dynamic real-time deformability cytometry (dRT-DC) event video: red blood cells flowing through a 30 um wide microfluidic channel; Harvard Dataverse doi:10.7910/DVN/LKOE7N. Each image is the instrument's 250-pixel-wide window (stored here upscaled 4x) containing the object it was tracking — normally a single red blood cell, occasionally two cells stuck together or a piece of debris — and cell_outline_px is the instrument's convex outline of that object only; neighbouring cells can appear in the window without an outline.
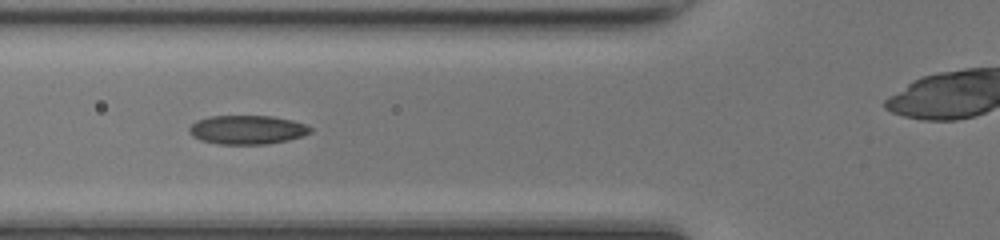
{"species": "common noctule bat (a hibernating species)", "species_latin": "Nyctalus noctula", "temperature_condition": "room temperature", "stored_images_in_passage": 33, "camera_frame_rate_fps": 3000, "um_per_image_px": 0.085, "animal": {"sex": "female", "body_mass_g": 17.0, "forearm_length_mm": 48.0}, "frame": {"image": 1, "passage_image": 6, "time_ms": 1.667, "image_size_px": [1000, 240], "cell_outline_px": [[312, 132], [288, 140], [268, 144], [216, 144], [200, 140], [192, 136], [188, 132], [188, 128], [196, 120], [212, 116], [272, 116], [292, 120], [304, 124], [312, 128]], "centroid_in_image_um": [20.98, 11.03], "position_along_channel_um": 104.8, "area_um2": 20.46}}
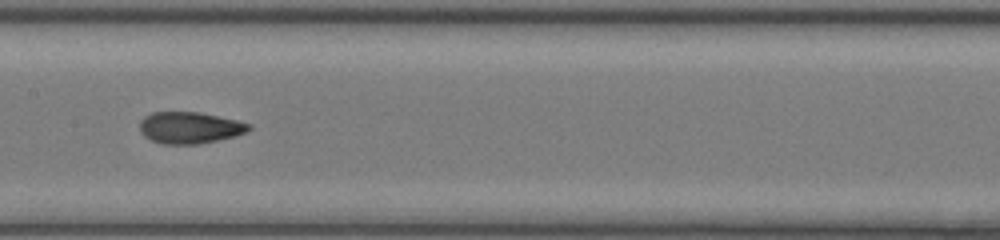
{"frame": {"image": 2, "passage_image": 12, "time_ms": 3.667, "image_size_px": [1000, 240], "cell_outline_px": [[252, 128], [248, 132], [236, 136], [196, 144], [160, 144], [144, 136], [140, 132], [140, 120], [144, 116], [152, 112], [200, 112], [236, 120], [252, 124]], "centroid_in_image_um": [16.13, 10.85], "position_along_channel_um": 191.3, "area_um2": 20.23}}
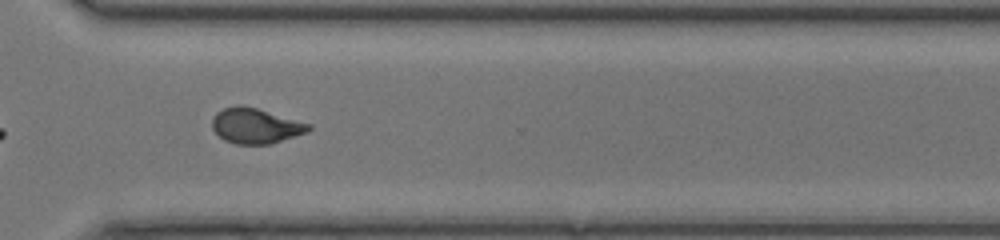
{"frame": {"image": 3, "passage_image": 23, "time_ms": 7.333, "image_size_px": [1000, 240], "cell_outline_px": [[312, 128], [308, 132], [268, 144], [236, 144], [224, 140], [212, 128], [212, 120], [216, 112], [224, 108], [236, 104], [256, 108], [312, 124]], "centroid_in_image_um": [21.72, 10.69], "position_along_channel_um": 348.9, "area_um2": 19.71}, "authors_computed_cell_mechanics": {"area_um2": 19.941, "velocity_mm_per_s": 4.3064, "shape_relaxation_time_tau1_ms": 5.6107, "shape_relaxation_time_tau2_ms": 1.5765, "deformation_change_tau1": 0.1791, "deformation_change_tau2": 0.0816}}